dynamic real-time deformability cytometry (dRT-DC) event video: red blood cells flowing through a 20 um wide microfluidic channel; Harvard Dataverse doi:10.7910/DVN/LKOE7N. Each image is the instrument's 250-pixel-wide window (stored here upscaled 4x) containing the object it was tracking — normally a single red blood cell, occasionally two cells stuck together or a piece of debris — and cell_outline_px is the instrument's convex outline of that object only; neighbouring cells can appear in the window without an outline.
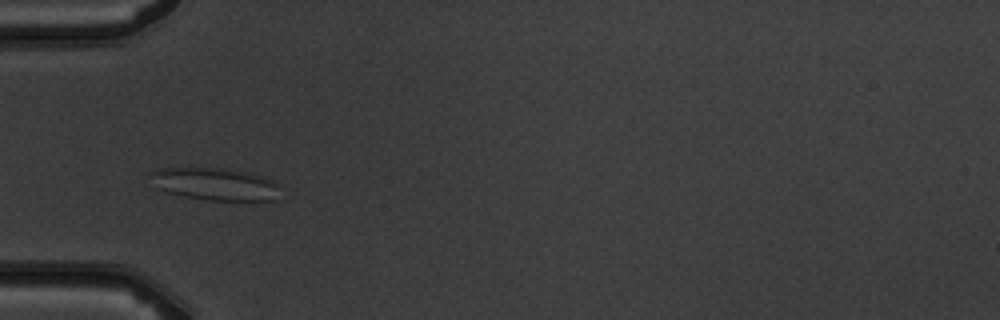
{"species": "common noctule bat (a hibernating species)", "species_latin": "Nyctalus noctula", "temperature_condition": "warm", "stored_images_in_passage": 5, "camera_frame_rate_fps": 3000, "um_per_image_px": 0.085, "animal": {"sex": "male", "body_mass_g": 19.5, "forearm_length_mm": 54.6}, "frame": {"image": 1, "passage_image": 3, "time_ms": 3.333, "image_size_px": [1000, 320], "cell_outline_px": [[280, 184], [276, 200], [204, 200], [184, 196], [168, 192], [156, 188], [152, 172], [160, 168], [228, 168], [260, 176], [272, 180]], "centroid_in_image_um": [18.32, 15.65], "position_along_channel_um": 66.7, "area_um2": 24.22}}
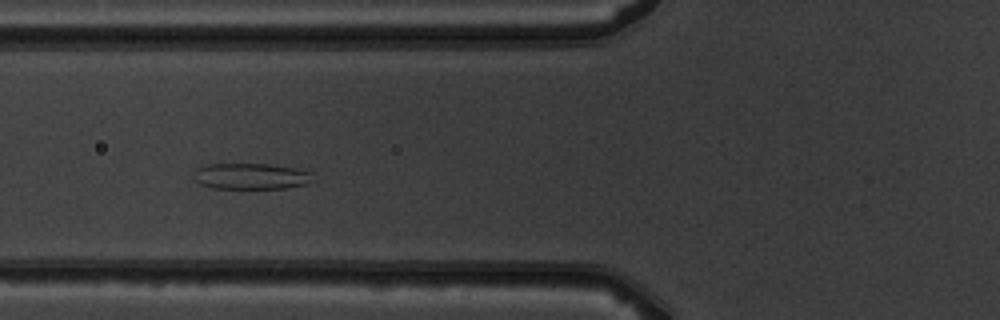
{"frame": {"image": 2, "passage_image": 4, "time_ms": 4.333, "image_size_px": [1000, 320], "cell_outline_px": [[316, 180], [308, 184], [284, 188], [212, 188], [200, 184], [196, 180], [192, 172], [196, 168], [208, 164], [268, 164], [296, 168], [312, 172]], "centroid_in_image_um": [21.37, 14.98], "position_along_channel_um": 104.4, "area_um2": 18.32}}